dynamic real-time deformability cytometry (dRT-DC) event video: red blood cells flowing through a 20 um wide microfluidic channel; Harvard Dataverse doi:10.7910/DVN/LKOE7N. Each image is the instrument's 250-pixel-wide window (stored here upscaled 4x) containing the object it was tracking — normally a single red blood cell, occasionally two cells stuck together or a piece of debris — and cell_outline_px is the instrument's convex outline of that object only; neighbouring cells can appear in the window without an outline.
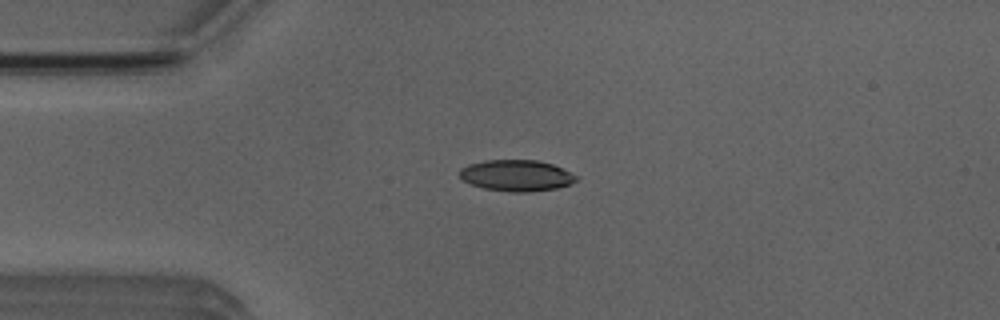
{"species": "Egyptian fruit bat (a non-hibernating species)", "species_latin": "Rousettus aegyptiacus", "temperature_condition": "room temperature", "stored_images_in_passage": 6, "camera_frame_rate_fps": 3000, "um_per_image_px": 0.085, "animal": {"sex": "male"}, "frame": {"image": 1, "passage_image": 2, "time_ms": 1.333, "image_size_px": [1000, 320], "cell_outline_px": [[576, 180], [568, 184], [556, 188], [528, 192], [512, 192], [484, 188], [472, 184], [464, 180], [460, 176], [460, 168], [468, 164], [488, 160], [536, 160], [552, 164], [576, 176]], "centroid_in_image_um": [43.86, 14.91], "position_along_channel_um": 41.1, "area_um2": 20.81}}
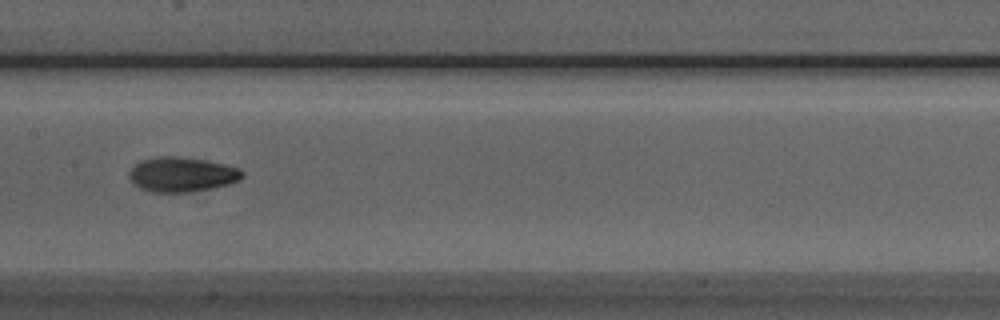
{"frame": {"image": 2, "passage_image": 6, "time_ms": 5.667, "image_size_px": [1000, 320], "cell_outline_px": [[244, 176], [240, 180], [228, 184], [212, 188], [188, 192], [152, 192], [140, 188], [128, 176], [128, 172], [140, 160], [160, 156], [176, 156], [204, 160], [224, 164], [240, 168], [244, 172]], "centroid_in_image_um": [15.48, 14.82], "position_along_channel_um": 191.9, "area_um2": 22.83}}